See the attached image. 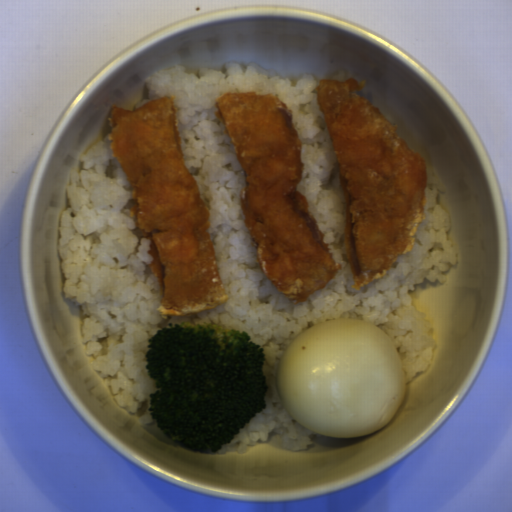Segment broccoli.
Here are the masks:
<instances>
[{
  "mask_svg": "<svg viewBox=\"0 0 512 512\" xmlns=\"http://www.w3.org/2000/svg\"><path fill=\"white\" fill-rule=\"evenodd\" d=\"M147 341L148 413L180 448L214 454L267 408L266 350L246 331L172 322Z\"/></svg>",
  "mask_w": 512,
  "mask_h": 512,
  "instance_id": "broccoli-1",
  "label": "broccoli"
}]
</instances>
